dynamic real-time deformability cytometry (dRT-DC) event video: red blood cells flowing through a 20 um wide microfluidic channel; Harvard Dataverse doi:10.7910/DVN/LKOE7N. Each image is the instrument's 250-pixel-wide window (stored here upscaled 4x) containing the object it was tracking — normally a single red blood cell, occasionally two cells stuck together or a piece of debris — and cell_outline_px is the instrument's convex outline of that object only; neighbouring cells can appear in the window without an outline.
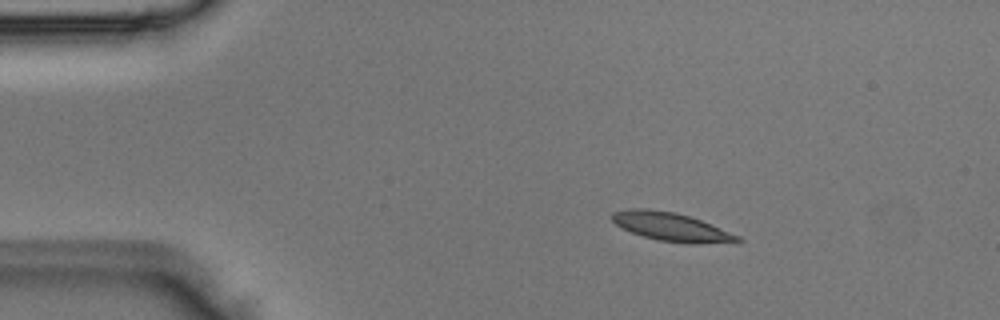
{"species": "Egyptian fruit bat (a non-hibernating species)", "species_latin": "Rousettus aegyptiacus", "temperature_condition": "room temperature", "stored_images_in_passage": 2, "camera_frame_rate_fps": 3000, "um_per_image_px": 0.085, "animal": {"sex": "male"}, "frame": {"image": 1, "passage_image": 1, "time_ms": 0.0, "image_size_px": [1000, 320], "cell_outline_px": [[744, 240], [696, 244], [688, 244], [660, 240], [644, 236], [632, 232], [616, 224], [612, 220], [612, 212], [632, 208], [648, 208], [676, 212], [700, 220], [740, 236]], "centroid_in_image_um": [57.03, 19.27], "position_along_channel_um": 28.0, "area_um2": 20.46}}